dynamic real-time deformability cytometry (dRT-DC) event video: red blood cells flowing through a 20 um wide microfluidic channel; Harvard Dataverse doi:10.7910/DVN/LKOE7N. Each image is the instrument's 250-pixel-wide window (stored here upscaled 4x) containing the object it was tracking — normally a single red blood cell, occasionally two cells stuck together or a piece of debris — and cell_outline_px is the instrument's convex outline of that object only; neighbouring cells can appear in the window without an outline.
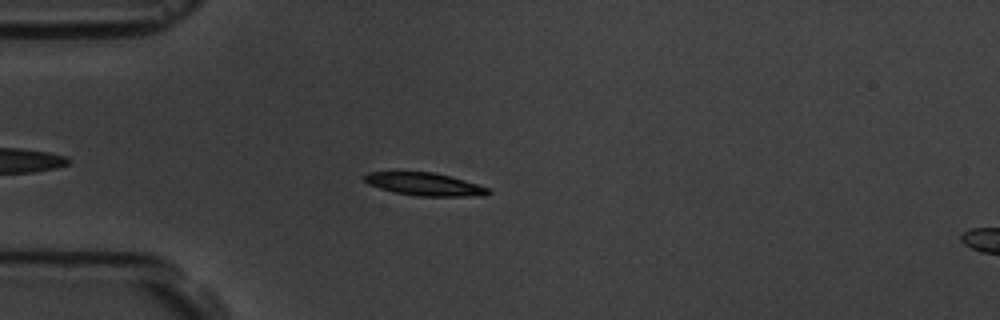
{"species": "common noctule bat (a hibernating species)", "species_latin": "Nyctalus noctula", "temperature_condition": "room temperature", "stored_images_in_passage": 4, "camera_frame_rate_fps": 3000, "um_per_image_px": 0.085, "animal": {"sex": "male", "body_mass_g": 19.5, "forearm_length_mm": 54.6}, "frame": {"image": 1, "passage_image": 4, "time_ms": 4.333, "image_size_px": [1000, 320], "cell_outline_px": [[492, 192], [488, 196], [416, 196], [392, 192], [368, 184], [364, 180], [364, 176], [368, 172], [432, 172], [452, 176], [488, 188]], "centroid_in_image_um": [36.11, 15.67], "position_along_channel_um": 48.9, "area_um2": 16.53}}